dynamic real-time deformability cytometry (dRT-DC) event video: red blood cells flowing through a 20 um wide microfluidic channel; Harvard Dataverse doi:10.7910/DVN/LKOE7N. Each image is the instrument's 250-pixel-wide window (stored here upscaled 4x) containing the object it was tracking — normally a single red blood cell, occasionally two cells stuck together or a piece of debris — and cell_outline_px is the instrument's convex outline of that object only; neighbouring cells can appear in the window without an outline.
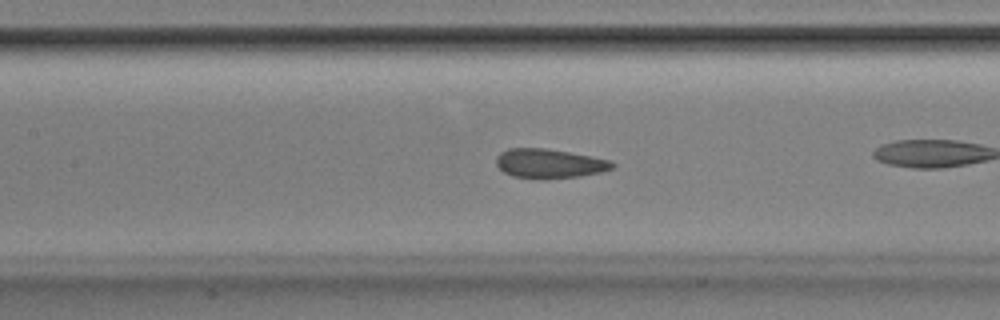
{"species": "Egyptian fruit bat (a non-hibernating species)", "species_latin": "Rousettus aegyptiacus", "temperature_condition": "room temperature", "stored_images_in_passage": 35, "camera_frame_rate_fps": 3000, "um_per_image_px": 0.085, "animal": {"sex": "male"}, "frame": {"image": 1, "passage_image": 6, "time_ms": 1.667, "image_size_px": [1000, 320], "cell_outline_px": [[616, 164], [612, 168], [600, 172], [580, 176], [544, 180], [512, 176], [504, 172], [496, 164], [496, 156], [500, 152], [508, 148], [544, 148], [568, 152], [608, 160]], "centroid_in_image_um": [46.64, 13.91], "position_along_channel_um": 160.8, "area_um2": 19.83}, "authors_computed_cell_mechanics": {"area_um2": 19.5364, "velocity_mm_per_s": 3.8563, "shape_relaxation_time_tau1_ms": 4.5586, "shape_relaxation_time_tau2_ms": 0.891, "deformation_change_tau1": 0.0953, "deformation_change_tau2": 0.0436}}